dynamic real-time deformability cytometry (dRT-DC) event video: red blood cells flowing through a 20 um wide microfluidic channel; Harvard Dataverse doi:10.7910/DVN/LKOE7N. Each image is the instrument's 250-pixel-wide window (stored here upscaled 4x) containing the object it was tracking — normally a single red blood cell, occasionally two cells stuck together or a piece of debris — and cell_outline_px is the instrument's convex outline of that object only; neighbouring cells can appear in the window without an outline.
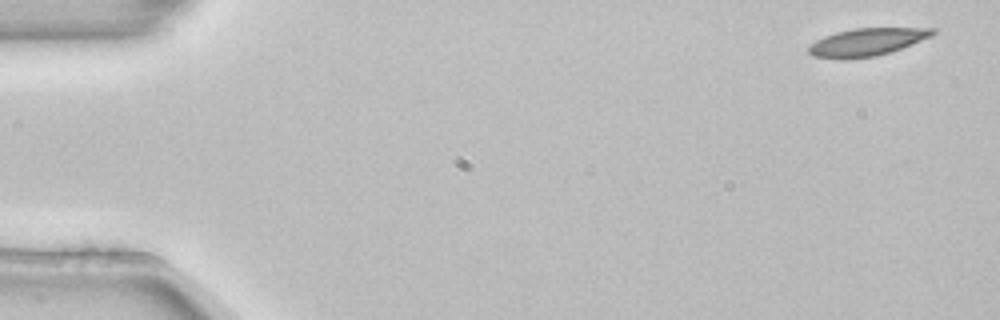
{"species": "common noctule bat (a hibernating species)", "species_latin": "Nyctalus noctula", "temperature_condition": "room temperature", "stored_images_in_passage": 3, "camera_frame_rate_fps": 3000, "um_per_image_px": 0.085, "animal": {"sex": "female", "body_mass_g": 22.7, "forearm_length_mm": 54.2}, "frame": {"image": 1, "passage_image": 1, "time_ms": 0.0, "image_size_px": [1000, 320], "cell_outline_px": [[936, 32], [932, 36], [892, 52], [876, 56], [844, 60], [836, 60], [812, 56], [808, 52], [808, 48], [816, 40], [824, 36], [836, 32], [856, 28], [936, 28]], "centroid_in_image_um": [73.67, 3.59], "position_along_channel_um": 11.3, "area_um2": 20.23}}